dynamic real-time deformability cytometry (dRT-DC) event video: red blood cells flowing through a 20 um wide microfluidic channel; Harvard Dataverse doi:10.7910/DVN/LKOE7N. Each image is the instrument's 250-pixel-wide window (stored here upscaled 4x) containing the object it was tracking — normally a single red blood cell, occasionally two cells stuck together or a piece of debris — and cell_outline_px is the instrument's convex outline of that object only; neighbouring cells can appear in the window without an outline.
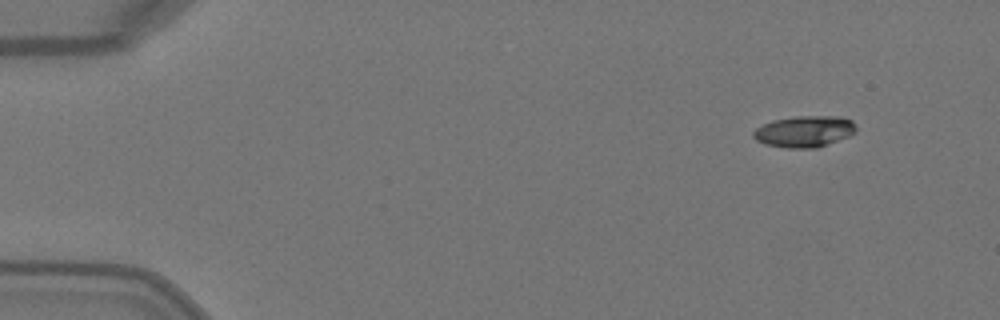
{"species": "Egyptian fruit bat (a non-hibernating species)", "species_latin": "Rousettus aegyptiacus", "temperature_condition": "warm", "stored_images_in_passage": 4, "camera_frame_rate_fps": 3000, "um_per_image_px": 0.085, "animal": {"sex": "female"}, "frame": {"image": 1, "passage_image": 1, "time_ms": 0.0, "image_size_px": [1000, 320], "cell_outline_px": [[856, 132], [848, 136], [816, 148], [788, 148], [764, 144], [756, 140], [752, 136], [752, 132], [756, 128], [772, 120], [796, 116], [840, 116], [852, 120], [856, 128]], "centroid_in_image_um": [68.35, 11.17], "position_along_channel_um": 16.6, "area_um2": 18.79}}